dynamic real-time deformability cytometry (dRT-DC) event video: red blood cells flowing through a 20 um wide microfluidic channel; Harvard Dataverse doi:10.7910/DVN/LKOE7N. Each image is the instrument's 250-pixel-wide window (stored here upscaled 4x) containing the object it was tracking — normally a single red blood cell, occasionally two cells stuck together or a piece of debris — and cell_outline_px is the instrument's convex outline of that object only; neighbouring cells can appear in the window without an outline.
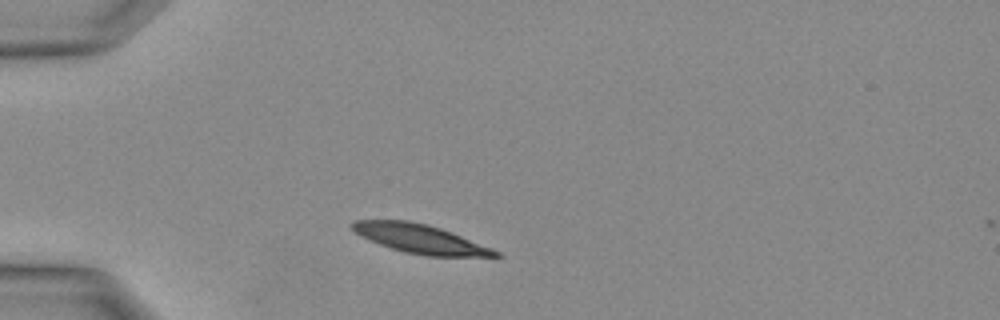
{"species": "Egyptian fruit bat (a non-hibernating species)", "species_latin": "Rousettus aegyptiacus", "temperature_condition": "warm", "stored_images_in_passage": 2, "camera_frame_rate_fps": 3000, "um_per_image_px": 0.085, "animal": {"sex": "female"}, "frame": {"image": 1, "passage_image": 1, "time_ms": 0.0, "image_size_px": [1000, 320], "cell_outline_px": [[504, 256], [428, 256], [404, 252], [380, 244], [360, 236], [352, 228], [352, 224], [356, 220], [408, 220], [428, 224], [452, 232], [492, 248], [500, 252]], "centroid_in_image_um": [35.74, 20.3], "position_along_channel_um": 49.3, "area_um2": 23.87}}